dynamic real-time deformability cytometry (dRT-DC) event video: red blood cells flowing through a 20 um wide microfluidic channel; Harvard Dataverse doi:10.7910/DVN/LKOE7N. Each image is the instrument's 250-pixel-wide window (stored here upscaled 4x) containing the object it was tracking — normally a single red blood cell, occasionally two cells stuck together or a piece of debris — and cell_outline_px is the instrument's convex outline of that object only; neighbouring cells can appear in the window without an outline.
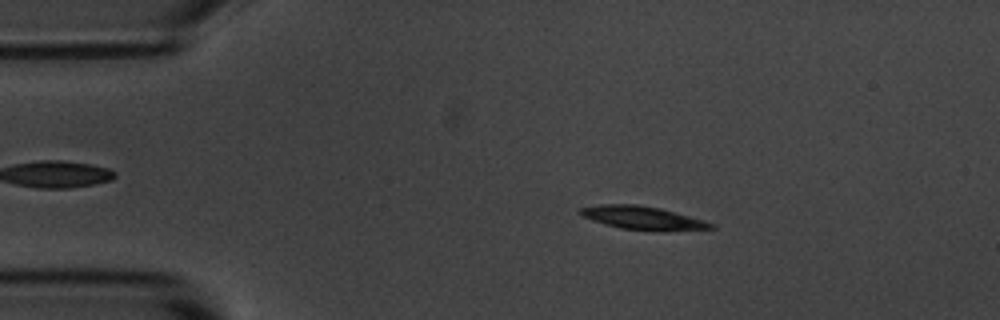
{"species": "common noctule bat (a hibernating species)", "species_latin": "Nyctalus noctula", "temperature_condition": "room temperature", "stored_images_in_passage": 55, "camera_frame_rate_fps": 3000, "um_per_image_px": 0.085, "animal": {"sex": "male", "body_mass_g": 20.1, "forearm_length_mm": 53.5}, "frame": {"image": 1, "passage_image": 9, "time_ms": 2.667, "image_size_px": [1000, 320], "cell_outline_px": [[716, 228], [660, 232], [620, 228], [604, 224], [592, 220], [576, 212], [580, 208], [600, 204], [636, 204], [660, 208], [704, 220], [716, 224]], "centroid_in_image_um": [54.66, 18.53], "position_along_channel_um": 30.3, "area_um2": 17.98}}
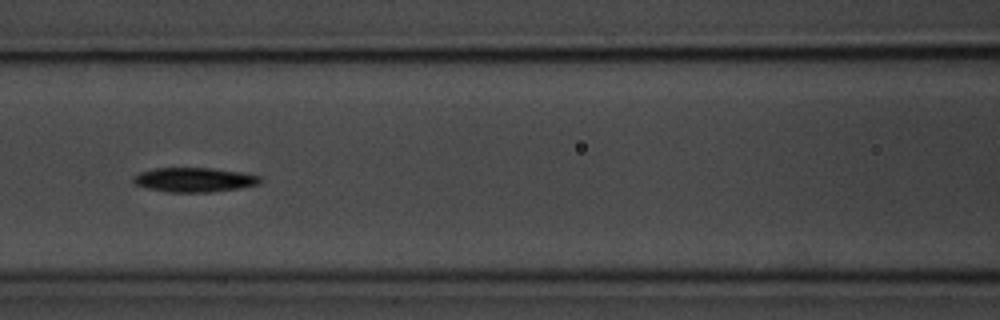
{"frame": {"image": 2, "passage_image": 23, "time_ms": 7.333, "image_size_px": [1000, 320], "cell_outline_px": [[260, 184], [240, 188], [208, 192], [164, 192], [148, 188], [136, 184], [132, 180], [140, 172], [156, 168], [212, 168], [240, 172], [260, 176]], "centroid_in_image_um": [16.52, 15.28], "position_along_channel_um": 150.1, "area_um2": 17.86}}
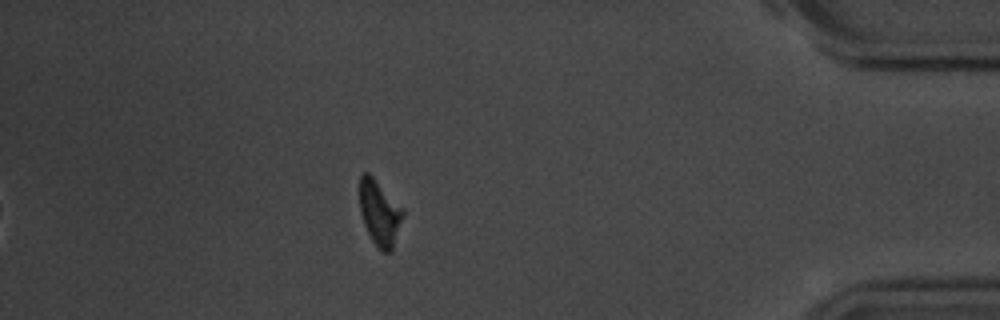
{"frame": {"image": 3, "passage_image": 48, "time_ms": 15.667, "image_size_px": [1000, 320], "cell_outline_px": [[404, 212], [392, 252], [380, 252], [372, 240], [364, 224], [360, 212], [360, 176], [364, 172], [368, 172], [404, 208]], "centroid_in_image_um": [32.28, 18.11], "position_along_channel_um": 402.9, "area_um2": 16.47}, "authors_computed_cell_mechanics": {"area_um2": 17.5712, "velocity_mm_per_s": 3.5715, "shape_relaxation_time_tau1_ms": 2.1132, "shape_relaxation_time_tau2_ms": null, "deformation_change_tau1": 0.1262, "deformation_change_tau2": null}}